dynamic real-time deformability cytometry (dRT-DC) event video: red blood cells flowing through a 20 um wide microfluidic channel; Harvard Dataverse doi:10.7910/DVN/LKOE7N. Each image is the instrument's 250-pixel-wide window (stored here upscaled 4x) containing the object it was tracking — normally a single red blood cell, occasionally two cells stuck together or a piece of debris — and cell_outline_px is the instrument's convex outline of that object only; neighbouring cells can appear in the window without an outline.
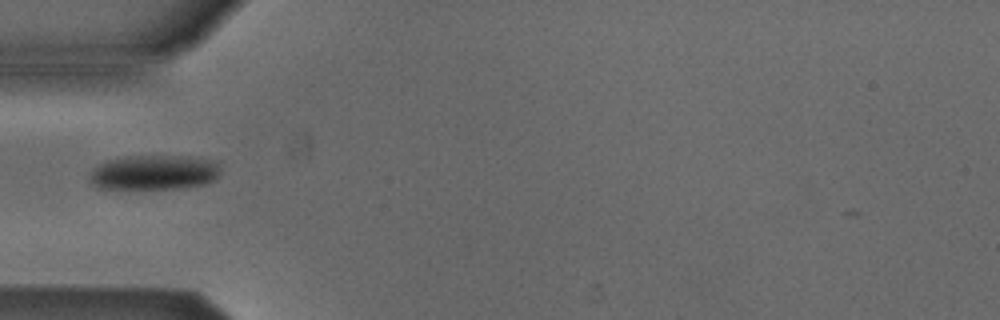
{"species": "Egyptian fruit bat (a non-hibernating species)", "species_latin": "Rousettus aegyptiacus", "temperature_condition": "cold", "stored_images_in_passage": 1, "camera_frame_rate_fps": 3000, "um_per_image_px": 0.085, "animal": {"sex": "male"}, "frame": {"image": 1, "passage_image": 1, "time_ms": 0.0, "image_size_px": [1000, 320], "cell_outline_px": [[220, 172], [216, 180], [204, 184], [180, 188], [96, 188], [88, 180], [88, 176], [92, 168], [104, 160], [124, 156], [188, 156], [220, 160]], "centroid_in_image_um": [13.1, 14.63], "position_along_channel_um": 71.9, "area_um2": 27.17}}